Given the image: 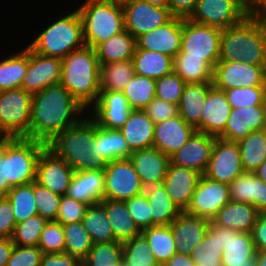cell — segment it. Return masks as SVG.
<instances>
[{
    "label": "cell",
    "mask_w": 266,
    "mask_h": 266,
    "mask_svg": "<svg viewBox=\"0 0 266 266\" xmlns=\"http://www.w3.org/2000/svg\"><path fill=\"white\" fill-rule=\"evenodd\" d=\"M103 1L111 3V4L123 6L127 4L130 0H103Z\"/></svg>",
    "instance_id": "obj_71"
},
{
    "label": "cell",
    "mask_w": 266,
    "mask_h": 266,
    "mask_svg": "<svg viewBox=\"0 0 266 266\" xmlns=\"http://www.w3.org/2000/svg\"><path fill=\"white\" fill-rule=\"evenodd\" d=\"M213 83H186L178 104L179 116L200 132L201 112Z\"/></svg>",
    "instance_id": "obj_33"
},
{
    "label": "cell",
    "mask_w": 266,
    "mask_h": 266,
    "mask_svg": "<svg viewBox=\"0 0 266 266\" xmlns=\"http://www.w3.org/2000/svg\"><path fill=\"white\" fill-rule=\"evenodd\" d=\"M243 172L238 144L216 138L203 175L229 185Z\"/></svg>",
    "instance_id": "obj_13"
},
{
    "label": "cell",
    "mask_w": 266,
    "mask_h": 266,
    "mask_svg": "<svg viewBox=\"0 0 266 266\" xmlns=\"http://www.w3.org/2000/svg\"><path fill=\"white\" fill-rule=\"evenodd\" d=\"M47 223L48 221L39 215L31 216L25 221L17 223L11 237L12 242L22 247L38 246L40 234Z\"/></svg>",
    "instance_id": "obj_50"
},
{
    "label": "cell",
    "mask_w": 266,
    "mask_h": 266,
    "mask_svg": "<svg viewBox=\"0 0 266 266\" xmlns=\"http://www.w3.org/2000/svg\"><path fill=\"white\" fill-rule=\"evenodd\" d=\"M91 106L90 117L104 129L119 130L133 110L122 91L100 92Z\"/></svg>",
    "instance_id": "obj_18"
},
{
    "label": "cell",
    "mask_w": 266,
    "mask_h": 266,
    "mask_svg": "<svg viewBox=\"0 0 266 266\" xmlns=\"http://www.w3.org/2000/svg\"><path fill=\"white\" fill-rule=\"evenodd\" d=\"M38 247L43 254L64 253L65 239L62 225L49 221L40 234Z\"/></svg>",
    "instance_id": "obj_54"
},
{
    "label": "cell",
    "mask_w": 266,
    "mask_h": 266,
    "mask_svg": "<svg viewBox=\"0 0 266 266\" xmlns=\"http://www.w3.org/2000/svg\"><path fill=\"white\" fill-rule=\"evenodd\" d=\"M265 112L266 105L231 108L226 126L217 138L238 143L249 133L262 130Z\"/></svg>",
    "instance_id": "obj_22"
},
{
    "label": "cell",
    "mask_w": 266,
    "mask_h": 266,
    "mask_svg": "<svg viewBox=\"0 0 266 266\" xmlns=\"http://www.w3.org/2000/svg\"><path fill=\"white\" fill-rule=\"evenodd\" d=\"M28 46L38 54L60 59L83 48V23L78 10L50 24Z\"/></svg>",
    "instance_id": "obj_5"
},
{
    "label": "cell",
    "mask_w": 266,
    "mask_h": 266,
    "mask_svg": "<svg viewBox=\"0 0 266 266\" xmlns=\"http://www.w3.org/2000/svg\"><path fill=\"white\" fill-rule=\"evenodd\" d=\"M94 157H104L106 160L129 158L132 151L127 142L116 129H104L96 123V138L90 143Z\"/></svg>",
    "instance_id": "obj_34"
},
{
    "label": "cell",
    "mask_w": 266,
    "mask_h": 266,
    "mask_svg": "<svg viewBox=\"0 0 266 266\" xmlns=\"http://www.w3.org/2000/svg\"><path fill=\"white\" fill-rule=\"evenodd\" d=\"M266 66V24L250 15L221 30L219 60Z\"/></svg>",
    "instance_id": "obj_2"
},
{
    "label": "cell",
    "mask_w": 266,
    "mask_h": 266,
    "mask_svg": "<svg viewBox=\"0 0 266 266\" xmlns=\"http://www.w3.org/2000/svg\"><path fill=\"white\" fill-rule=\"evenodd\" d=\"M144 193L150 205L152 226L170 225L182 212L172 202L162 184L148 186Z\"/></svg>",
    "instance_id": "obj_37"
},
{
    "label": "cell",
    "mask_w": 266,
    "mask_h": 266,
    "mask_svg": "<svg viewBox=\"0 0 266 266\" xmlns=\"http://www.w3.org/2000/svg\"><path fill=\"white\" fill-rule=\"evenodd\" d=\"M196 132L179 115L154 124L153 147L170 156Z\"/></svg>",
    "instance_id": "obj_26"
},
{
    "label": "cell",
    "mask_w": 266,
    "mask_h": 266,
    "mask_svg": "<svg viewBox=\"0 0 266 266\" xmlns=\"http://www.w3.org/2000/svg\"><path fill=\"white\" fill-rule=\"evenodd\" d=\"M62 59L44 56L28 46V68L21 88L34 94L61 81Z\"/></svg>",
    "instance_id": "obj_16"
},
{
    "label": "cell",
    "mask_w": 266,
    "mask_h": 266,
    "mask_svg": "<svg viewBox=\"0 0 266 266\" xmlns=\"http://www.w3.org/2000/svg\"><path fill=\"white\" fill-rule=\"evenodd\" d=\"M105 178L103 170L75 171L66 195L88 205L99 204L104 199Z\"/></svg>",
    "instance_id": "obj_28"
},
{
    "label": "cell",
    "mask_w": 266,
    "mask_h": 266,
    "mask_svg": "<svg viewBox=\"0 0 266 266\" xmlns=\"http://www.w3.org/2000/svg\"><path fill=\"white\" fill-rule=\"evenodd\" d=\"M81 222L93 244L116 241L105 209L100 204L90 205Z\"/></svg>",
    "instance_id": "obj_44"
},
{
    "label": "cell",
    "mask_w": 266,
    "mask_h": 266,
    "mask_svg": "<svg viewBox=\"0 0 266 266\" xmlns=\"http://www.w3.org/2000/svg\"><path fill=\"white\" fill-rule=\"evenodd\" d=\"M134 73L154 79L174 72V58L156 51L135 49L132 57Z\"/></svg>",
    "instance_id": "obj_36"
},
{
    "label": "cell",
    "mask_w": 266,
    "mask_h": 266,
    "mask_svg": "<svg viewBox=\"0 0 266 266\" xmlns=\"http://www.w3.org/2000/svg\"><path fill=\"white\" fill-rule=\"evenodd\" d=\"M186 83L175 72L156 79L155 97L178 105Z\"/></svg>",
    "instance_id": "obj_52"
},
{
    "label": "cell",
    "mask_w": 266,
    "mask_h": 266,
    "mask_svg": "<svg viewBox=\"0 0 266 266\" xmlns=\"http://www.w3.org/2000/svg\"><path fill=\"white\" fill-rule=\"evenodd\" d=\"M236 2L248 15L252 10L253 0H233Z\"/></svg>",
    "instance_id": "obj_67"
},
{
    "label": "cell",
    "mask_w": 266,
    "mask_h": 266,
    "mask_svg": "<svg viewBox=\"0 0 266 266\" xmlns=\"http://www.w3.org/2000/svg\"><path fill=\"white\" fill-rule=\"evenodd\" d=\"M12 187L8 184L5 170V143L0 150V195H5Z\"/></svg>",
    "instance_id": "obj_63"
},
{
    "label": "cell",
    "mask_w": 266,
    "mask_h": 266,
    "mask_svg": "<svg viewBox=\"0 0 266 266\" xmlns=\"http://www.w3.org/2000/svg\"><path fill=\"white\" fill-rule=\"evenodd\" d=\"M14 243L10 238L0 239V266H6L14 248Z\"/></svg>",
    "instance_id": "obj_64"
},
{
    "label": "cell",
    "mask_w": 266,
    "mask_h": 266,
    "mask_svg": "<svg viewBox=\"0 0 266 266\" xmlns=\"http://www.w3.org/2000/svg\"><path fill=\"white\" fill-rule=\"evenodd\" d=\"M219 242L222 252V266L249 265L255 258L256 248L251 233L219 227Z\"/></svg>",
    "instance_id": "obj_23"
},
{
    "label": "cell",
    "mask_w": 266,
    "mask_h": 266,
    "mask_svg": "<svg viewBox=\"0 0 266 266\" xmlns=\"http://www.w3.org/2000/svg\"><path fill=\"white\" fill-rule=\"evenodd\" d=\"M134 74L132 60L101 65L100 92L122 91Z\"/></svg>",
    "instance_id": "obj_41"
},
{
    "label": "cell",
    "mask_w": 266,
    "mask_h": 266,
    "mask_svg": "<svg viewBox=\"0 0 266 266\" xmlns=\"http://www.w3.org/2000/svg\"><path fill=\"white\" fill-rule=\"evenodd\" d=\"M65 239L64 253L70 254L82 261L90 249L93 241L81 221L62 225Z\"/></svg>",
    "instance_id": "obj_47"
},
{
    "label": "cell",
    "mask_w": 266,
    "mask_h": 266,
    "mask_svg": "<svg viewBox=\"0 0 266 266\" xmlns=\"http://www.w3.org/2000/svg\"><path fill=\"white\" fill-rule=\"evenodd\" d=\"M104 172V199L125 201L144 192V186L129 158L109 161Z\"/></svg>",
    "instance_id": "obj_10"
},
{
    "label": "cell",
    "mask_w": 266,
    "mask_h": 266,
    "mask_svg": "<svg viewBox=\"0 0 266 266\" xmlns=\"http://www.w3.org/2000/svg\"><path fill=\"white\" fill-rule=\"evenodd\" d=\"M163 266H197L189 255L175 253Z\"/></svg>",
    "instance_id": "obj_66"
},
{
    "label": "cell",
    "mask_w": 266,
    "mask_h": 266,
    "mask_svg": "<svg viewBox=\"0 0 266 266\" xmlns=\"http://www.w3.org/2000/svg\"><path fill=\"white\" fill-rule=\"evenodd\" d=\"M125 203L132 218L141 230L152 227L150 205L144 192L125 200Z\"/></svg>",
    "instance_id": "obj_56"
},
{
    "label": "cell",
    "mask_w": 266,
    "mask_h": 266,
    "mask_svg": "<svg viewBox=\"0 0 266 266\" xmlns=\"http://www.w3.org/2000/svg\"><path fill=\"white\" fill-rule=\"evenodd\" d=\"M262 130L266 132V112L264 114V124Z\"/></svg>",
    "instance_id": "obj_74"
},
{
    "label": "cell",
    "mask_w": 266,
    "mask_h": 266,
    "mask_svg": "<svg viewBox=\"0 0 266 266\" xmlns=\"http://www.w3.org/2000/svg\"><path fill=\"white\" fill-rule=\"evenodd\" d=\"M256 251L266 250V212H261L251 230Z\"/></svg>",
    "instance_id": "obj_61"
},
{
    "label": "cell",
    "mask_w": 266,
    "mask_h": 266,
    "mask_svg": "<svg viewBox=\"0 0 266 266\" xmlns=\"http://www.w3.org/2000/svg\"><path fill=\"white\" fill-rule=\"evenodd\" d=\"M182 18L174 17L167 24L136 38V48L156 51L174 58L181 50Z\"/></svg>",
    "instance_id": "obj_19"
},
{
    "label": "cell",
    "mask_w": 266,
    "mask_h": 266,
    "mask_svg": "<svg viewBox=\"0 0 266 266\" xmlns=\"http://www.w3.org/2000/svg\"><path fill=\"white\" fill-rule=\"evenodd\" d=\"M77 10L83 23L85 46L95 48L124 30V13L120 5L86 0Z\"/></svg>",
    "instance_id": "obj_6"
},
{
    "label": "cell",
    "mask_w": 266,
    "mask_h": 266,
    "mask_svg": "<svg viewBox=\"0 0 266 266\" xmlns=\"http://www.w3.org/2000/svg\"><path fill=\"white\" fill-rule=\"evenodd\" d=\"M60 83L86 109L100 93V65L95 48L84 46L62 58Z\"/></svg>",
    "instance_id": "obj_4"
},
{
    "label": "cell",
    "mask_w": 266,
    "mask_h": 266,
    "mask_svg": "<svg viewBox=\"0 0 266 266\" xmlns=\"http://www.w3.org/2000/svg\"><path fill=\"white\" fill-rule=\"evenodd\" d=\"M248 14L233 0H198L189 20L221 30L239 24Z\"/></svg>",
    "instance_id": "obj_15"
},
{
    "label": "cell",
    "mask_w": 266,
    "mask_h": 266,
    "mask_svg": "<svg viewBox=\"0 0 266 266\" xmlns=\"http://www.w3.org/2000/svg\"><path fill=\"white\" fill-rule=\"evenodd\" d=\"M230 111L231 105L225 92L213 85L202 108L200 132L218 137L226 126Z\"/></svg>",
    "instance_id": "obj_27"
},
{
    "label": "cell",
    "mask_w": 266,
    "mask_h": 266,
    "mask_svg": "<svg viewBox=\"0 0 266 266\" xmlns=\"http://www.w3.org/2000/svg\"><path fill=\"white\" fill-rule=\"evenodd\" d=\"M237 144L244 172H254L266 159V132L255 130Z\"/></svg>",
    "instance_id": "obj_39"
},
{
    "label": "cell",
    "mask_w": 266,
    "mask_h": 266,
    "mask_svg": "<svg viewBox=\"0 0 266 266\" xmlns=\"http://www.w3.org/2000/svg\"><path fill=\"white\" fill-rule=\"evenodd\" d=\"M5 196L12 205L16 224L38 215L34 199V182L29 185L14 186Z\"/></svg>",
    "instance_id": "obj_46"
},
{
    "label": "cell",
    "mask_w": 266,
    "mask_h": 266,
    "mask_svg": "<svg viewBox=\"0 0 266 266\" xmlns=\"http://www.w3.org/2000/svg\"><path fill=\"white\" fill-rule=\"evenodd\" d=\"M221 29L182 19L181 50L175 57L204 58L213 68L219 60Z\"/></svg>",
    "instance_id": "obj_9"
},
{
    "label": "cell",
    "mask_w": 266,
    "mask_h": 266,
    "mask_svg": "<svg viewBox=\"0 0 266 266\" xmlns=\"http://www.w3.org/2000/svg\"><path fill=\"white\" fill-rule=\"evenodd\" d=\"M173 65L185 83H213L214 68L204 58L174 57Z\"/></svg>",
    "instance_id": "obj_43"
},
{
    "label": "cell",
    "mask_w": 266,
    "mask_h": 266,
    "mask_svg": "<svg viewBox=\"0 0 266 266\" xmlns=\"http://www.w3.org/2000/svg\"><path fill=\"white\" fill-rule=\"evenodd\" d=\"M145 238L160 266H163L176 252V245L170 225H156L143 229Z\"/></svg>",
    "instance_id": "obj_38"
},
{
    "label": "cell",
    "mask_w": 266,
    "mask_h": 266,
    "mask_svg": "<svg viewBox=\"0 0 266 266\" xmlns=\"http://www.w3.org/2000/svg\"><path fill=\"white\" fill-rule=\"evenodd\" d=\"M96 138V122L88 116L63 130L47 148L63 159L74 171L104 170L108 160L94 157L90 143Z\"/></svg>",
    "instance_id": "obj_3"
},
{
    "label": "cell",
    "mask_w": 266,
    "mask_h": 266,
    "mask_svg": "<svg viewBox=\"0 0 266 266\" xmlns=\"http://www.w3.org/2000/svg\"><path fill=\"white\" fill-rule=\"evenodd\" d=\"M28 68V46L0 61V91L21 88Z\"/></svg>",
    "instance_id": "obj_40"
},
{
    "label": "cell",
    "mask_w": 266,
    "mask_h": 266,
    "mask_svg": "<svg viewBox=\"0 0 266 266\" xmlns=\"http://www.w3.org/2000/svg\"><path fill=\"white\" fill-rule=\"evenodd\" d=\"M259 214L260 212L251 204L229 201L211 222L218 227L250 233Z\"/></svg>",
    "instance_id": "obj_30"
},
{
    "label": "cell",
    "mask_w": 266,
    "mask_h": 266,
    "mask_svg": "<svg viewBox=\"0 0 266 266\" xmlns=\"http://www.w3.org/2000/svg\"><path fill=\"white\" fill-rule=\"evenodd\" d=\"M46 144L26 137L9 138L5 142V170L11 187L33 183L36 165Z\"/></svg>",
    "instance_id": "obj_7"
},
{
    "label": "cell",
    "mask_w": 266,
    "mask_h": 266,
    "mask_svg": "<svg viewBox=\"0 0 266 266\" xmlns=\"http://www.w3.org/2000/svg\"><path fill=\"white\" fill-rule=\"evenodd\" d=\"M34 199L38 210V215L49 221H56L61 196L46 189L34 181Z\"/></svg>",
    "instance_id": "obj_53"
},
{
    "label": "cell",
    "mask_w": 266,
    "mask_h": 266,
    "mask_svg": "<svg viewBox=\"0 0 266 266\" xmlns=\"http://www.w3.org/2000/svg\"><path fill=\"white\" fill-rule=\"evenodd\" d=\"M43 256L38 247H22L14 245L11 256L6 266H40Z\"/></svg>",
    "instance_id": "obj_57"
},
{
    "label": "cell",
    "mask_w": 266,
    "mask_h": 266,
    "mask_svg": "<svg viewBox=\"0 0 266 266\" xmlns=\"http://www.w3.org/2000/svg\"><path fill=\"white\" fill-rule=\"evenodd\" d=\"M40 266H81V261L67 253L43 254Z\"/></svg>",
    "instance_id": "obj_60"
},
{
    "label": "cell",
    "mask_w": 266,
    "mask_h": 266,
    "mask_svg": "<svg viewBox=\"0 0 266 266\" xmlns=\"http://www.w3.org/2000/svg\"><path fill=\"white\" fill-rule=\"evenodd\" d=\"M222 252L219 227L211 222L199 247L192 250L190 257L197 266H222Z\"/></svg>",
    "instance_id": "obj_42"
},
{
    "label": "cell",
    "mask_w": 266,
    "mask_h": 266,
    "mask_svg": "<svg viewBox=\"0 0 266 266\" xmlns=\"http://www.w3.org/2000/svg\"><path fill=\"white\" fill-rule=\"evenodd\" d=\"M249 15L266 24V0H253Z\"/></svg>",
    "instance_id": "obj_65"
},
{
    "label": "cell",
    "mask_w": 266,
    "mask_h": 266,
    "mask_svg": "<svg viewBox=\"0 0 266 266\" xmlns=\"http://www.w3.org/2000/svg\"><path fill=\"white\" fill-rule=\"evenodd\" d=\"M230 201L229 185L202 175L186 213L211 221Z\"/></svg>",
    "instance_id": "obj_14"
},
{
    "label": "cell",
    "mask_w": 266,
    "mask_h": 266,
    "mask_svg": "<svg viewBox=\"0 0 266 266\" xmlns=\"http://www.w3.org/2000/svg\"><path fill=\"white\" fill-rule=\"evenodd\" d=\"M230 201L251 204L260 213L266 212V182L254 172H243L229 184Z\"/></svg>",
    "instance_id": "obj_29"
},
{
    "label": "cell",
    "mask_w": 266,
    "mask_h": 266,
    "mask_svg": "<svg viewBox=\"0 0 266 266\" xmlns=\"http://www.w3.org/2000/svg\"><path fill=\"white\" fill-rule=\"evenodd\" d=\"M156 79L134 74L122 90L133 110H143L155 98Z\"/></svg>",
    "instance_id": "obj_45"
},
{
    "label": "cell",
    "mask_w": 266,
    "mask_h": 266,
    "mask_svg": "<svg viewBox=\"0 0 266 266\" xmlns=\"http://www.w3.org/2000/svg\"><path fill=\"white\" fill-rule=\"evenodd\" d=\"M122 266H160L142 235L122 243Z\"/></svg>",
    "instance_id": "obj_49"
},
{
    "label": "cell",
    "mask_w": 266,
    "mask_h": 266,
    "mask_svg": "<svg viewBox=\"0 0 266 266\" xmlns=\"http://www.w3.org/2000/svg\"><path fill=\"white\" fill-rule=\"evenodd\" d=\"M84 110L60 82L49 85L32 94L30 135L27 138L47 145L63 130L77 124L82 119L78 116Z\"/></svg>",
    "instance_id": "obj_1"
},
{
    "label": "cell",
    "mask_w": 266,
    "mask_h": 266,
    "mask_svg": "<svg viewBox=\"0 0 266 266\" xmlns=\"http://www.w3.org/2000/svg\"><path fill=\"white\" fill-rule=\"evenodd\" d=\"M122 257L121 242L97 243L81 261V266H122Z\"/></svg>",
    "instance_id": "obj_48"
},
{
    "label": "cell",
    "mask_w": 266,
    "mask_h": 266,
    "mask_svg": "<svg viewBox=\"0 0 266 266\" xmlns=\"http://www.w3.org/2000/svg\"><path fill=\"white\" fill-rule=\"evenodd\" d=\"M124 29L135 39L170 22L174 16L168 8H159L143 0H130L122 6Z\"/></svg>",
    "instance_id": "obj_12"
},
{
    "label": "cell",
    "mask_w": 266,
    "mask_h": 266,
    "mask_svg": "<svg viewBox=\"0 0 266 266\" xmlns=\"http://www.w3.org/2000/svg\"><path fill=\"white\" fill-rule=\"evenodd\" d=\"M129 159L144 188L162 184L170 163V156L163 154L155 147H149L133 151Z\"/></svg>",
    "instance_id": "obj_24"
},
{
    "label": "cell",
    "mask_w": 266,
    "mask_h": 266,
    "mask_svg": "<svg viewBox=\"0 0 266 266\" xmlns=\"http://www.w3.org/2000/svg\"><path fill=\"white\" fill-rule=\"evenodd\" d=\"M154 124L144 110H132L119 131L133 152L153 147Z\"/></svg>",
    "instance_id": "obj_31"
},
{
    "label": "cell",
    "mask_w": 266,
    "mask_h": 266,
    "mask_svg": "<svg viewBox=\"0 0 266 266\" xmlns=\"http://www.w3.org/2000/svg\"><path fill=\"white\" fill-rule=\"evenodd\" d=\"M16 226L12 205L5 195H0V239L10 238Z\"/></svg>",
    "instance_id": "obj_59"
},
{
    "label": "cell",
    "mask_w": 266,
    "mask_h": 266,
    "mask_svg": "<svg viewBox=\"0 0 266 266\" xmlns=\"http://www.w3.org/2000/svg\"><path fill=\"white\" fill-rule=\"evenodd\" d=\"M257 266H266V250L256 251Z\"/></svg>",
    "instance_id": "obj_69"
},
{
    "label": "cell",
    "mask_w": 266,
    "mask_h": 266,
    "mask_svg": "<svg viewBox=\"0 0 266 266\" xmlns=\"http://www.w3.org/2000/svg\"><path fill=\"white\" fill-rule=\"evenodd\" d=\"M211 221L181 212L170 224L178 254L191 255L199 247Z\"/></svg>",
    "instance_id": "obj_25"
},
{
    "label": "cell",
    "mask_w": 266,
    "mask_h": 266,
    "mask_svg": "<svg viewBox=\"0 0 266 266\" xmlns=\"http://www.w3.org/2000/svg\"><path fill=\"white\" fill-rule=\"evenodd\" d=\"M143 110L154 123L179 115L178 105L156 97Z\"/></svg>",
    "instance_id": "obj_58"
},
{
    "label": "cell",
    "mask_w": 266,
    "mask_h": 266,
    "mask_svg": "<svg viewBox=\"0 0 266 266\" xmlns=\"http://www.w3.org/2000/svg\"><path fill=\"white\" fill-rule=\"evenodd\" d=\"M9 137L2 131H0V150Z\"/></svg>",
    "instance_id": "obj_72"
},
{
    "label": "cell",
    "mask_w": 266,
    "mask_h": 266,
    "mask_svg": "<svg viewBox=\"0 0 266 266\" xmlns=\"http://www.w3.org/2000/svg\"><path fill=\"white\" fill-rule=\"evenodd\" d=\"M255 175L266 182V159L261 163V165L254 171Z\"/></svg>",
    "instance_id": "obj_68"
},
{
    "label": "cell",
    "mask_w": 266,
    "mask_h": 266,
    "mask_svg": "<svg viewBox=\"0 0 266 266\" xmlns=\"http://www.w3.org/2000/svg\"><path fill=\"white\" fill-rule=\"evenodd\" d=\"M74 172L66 161L46 147L37 161L35 181L55 194L63 196L68 192Z\"/></svg>",
    "instance_id": "obj_17"
},
{
    "label": "cell",
    "mask_w": 266,
    "mask_h": 266,
    "mask_svg": "<svg viewBox=\"0 0 266 266\" xmlns=\"http://www.w3.org/2000/svg\"><path fill=\"white\" fill-rule=\"evenodd\" d=\"M99 204L105 209L116 241L123 243L141 235L125 201L103 199Z\"/></svg>",
    "instance_id": "obj_32"
},
{
    "label": "cell",
    "mask_w": 266,
    "mask_h": 266,
    "mask_svg": "<svg viewBox=\"0 0 266 266\" xmlns=\"http://www.w3.org/2000/svg\"><path fill=\"white\" fill-rule=\"evenodd\" d=\"M231 108L266 105V86L236 87L224 90Z\"/></svg>",
    "instance_id": "obj_51"
},
{
    "label": "cell",
    "mask_w": 266,
    "mask_h": 266,
    "mask_svg": "<svg viewBox=\"0 0 266 266\" xmlns=\"http://www.w3.org/2000/svg\"><path fill=\"white\" fill-rule=\"evenodd\" d=\"M136 39L123 30L95 47L99 65L132 60Z\"/></svg>",
    "instance_id": "obj_35"
},
{
    "label": "cell",
    "mask_w": 266,
    "mask_h": 266,
    "mask_svg": "<svg viewBox=\"0 0 266 266\" xmlns=\"http://www.w3.org/2000/svg\"><path fill=\"white\" fill-rule=\"evenodd\" d=\"M89 206L65 194L61 196L56 222L65 225L82 221Z\"/></svg>",
    "instance_id": "obj_55"
},
{
    "label": "cell",
    "mask_w": 266,
    "mask_h": 266,
    "mask_svg": "<svg viewBox=\"0 0 266 266\" xmlns=\"http://www.w3.org/2000/svg\"><path fill=\"white\" fill-rule=\"evenodd\" d=\"M216 138L196 131L180 149L170 155V163L196 170L203 175Z\"/></svg>",
    "instance_id": "obj_20"
},
{
    "label": "cell",
    "mask_w": 266,
    "mask_h": 266,
    "mask_svg": "<svg viewBox=\"0 0 266 266\" xmlns=\"http://www.w3.org/2000/svg\"><path fill=\"white\" fill-rule=\"evenodd\" d=\"M198 0H169L168 9L174 17L188 19Z\"/></svg>",
    "instance_id": "obj_62"
},
{
    "label": "cell",
    "mask_w": 266,
    "mask_h": 266,
    "mask_svg": "<svg viewBox=\"0 0 266 266\" xmlns=\"http://www.w3.org/2000/svg\"><path fill=\"white\" fill-rule=\"evenodd\" d=\"M159 8H168L169 0H143Z\"/></svg>",
    "instance_id": "obj_70"
},
{
    "label": "cell",
    "mask_w": 266,
    "mask_h": 266,
    "mask_svg": "<svg viewBox=\"0 0 266 266\" xmlns=\"http://www.w3.org/2000/svg\"><path fill=\"white\" fill-rule=\"evenodd\" d=\"M32 94L22 88L0 91V131L9 138L30 135Z\"/></svg>",
    "instance_id": "obj_8"
},
{
    "label": "cell",
    "mask_w": 266,
    "mask_h": 266,
    "mask_svg": "<svg viewBox=\"0 0 266 266\" xmlns=\"http://www.w3.org/2000/svg\"><path fill=\"white\" fill-rule=\"evenodd\" d=\"M242 266H257L256 258L249 259V265H242Z\"/></svg>",
    "instance_id": "obj_73"
},
{
    "label": "cell",
    "mask_w": 266,
    "mask_h": 266,
    "mask_svg": "<svg viewBox=\"0 0 266 266\" xmlns=\"http://www.w3.org/2000/svg\"><path fill=\"white\" fill-rule=\"evenodd\" d=\"M201 176L196 170L169 163L162 185L172 202L182 212L189 207Z\"/></svg>",
    "instance_id": "obj_21"
},
{
    "label": "cell",
    "mask_w": 266,
    "mask_h": 266,
    "mask_svg": "<svg viewBox=\"0 0 266 266\" xmlns=\"http://www.w3.org/2000/svg\"><path fill=\"white\" fill-rule=\"evenodd\" d=\"M213 85L220 90L236 87L266 86V66L244 62L218 61L213 71Z\"/></svg>",
    "instance_id": "obj_11"
}]
</instances>
